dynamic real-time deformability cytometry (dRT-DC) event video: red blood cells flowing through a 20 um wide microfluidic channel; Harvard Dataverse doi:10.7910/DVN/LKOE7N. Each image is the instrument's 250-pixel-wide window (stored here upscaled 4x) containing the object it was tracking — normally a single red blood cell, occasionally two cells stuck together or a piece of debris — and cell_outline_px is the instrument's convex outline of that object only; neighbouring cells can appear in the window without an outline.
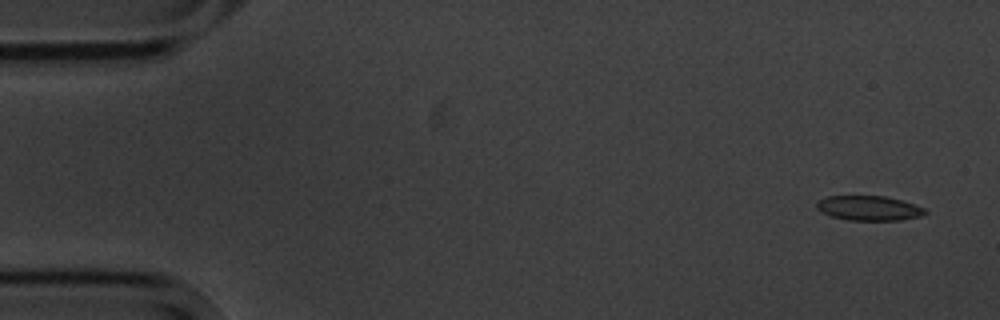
{"species": "common noctule bat (a hibernating species)", "species_latin": "Nyctalus noctula", "temperature_condition": "cold", "stored_images_in_passage": 5, "segment_of_instrument_passage": [1, 2], "camera_frame_rate_fps": 3000, "um_per_image_px": 0.085, "animal": {"sex": "male", "body_mass_g": 20.1, "forearm_length_mm": 53.5}, "frame": {"image": 1, "passage_image": 1, "time_ms": 0.0, "image_size_px": [1000, 320], "cell_outline_px": [[928, 212], [920, 216], [900, 220], [848, 220], [832, 216], [816, 208], [816, 204], [820, 200], [828, 196], [884, 196], [900, 200], [924, 208]], "centroid_in_image_um": [73.86, 17.69], "position_along_channel_um": 11.1, "area_um2": 15.32}}